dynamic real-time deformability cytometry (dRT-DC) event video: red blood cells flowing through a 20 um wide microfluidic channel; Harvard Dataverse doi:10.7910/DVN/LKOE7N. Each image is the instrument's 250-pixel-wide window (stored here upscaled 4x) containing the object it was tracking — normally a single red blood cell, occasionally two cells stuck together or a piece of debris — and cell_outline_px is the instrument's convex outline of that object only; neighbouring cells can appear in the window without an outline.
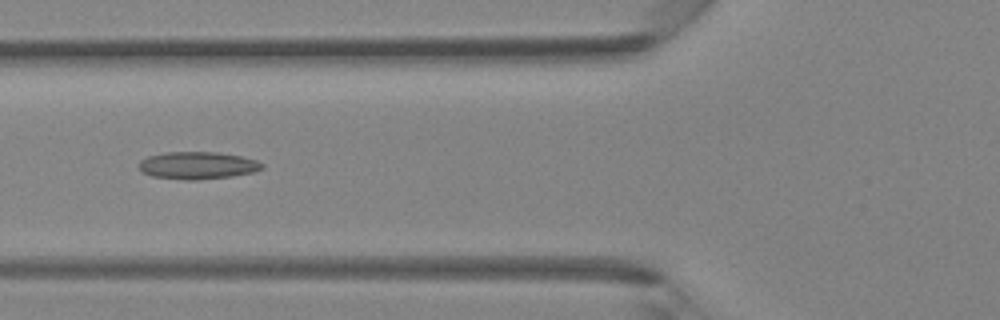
{"species": "Egyptian fruit bat (a non-hibernating species)", "species_latin": "Rousettus aegyptiacus", "temperature_condition": "room temperature", "stored_images_in_passage": 38, "camera_frame_rate_fps": 3000, "um_per_image_px": 0.085, "animal": {"sex": "female"}, "frame": {"image": 1, "passage_image": 14, "time_ms": 4.333, "image_size_px": [1000, 320], "cell_outline_px": [[264, 168], [252, 172], [232, 176], [196, 180], [188, 180], [152, 176], [144, 172], [140, 168], [140, 160], [148, 156], [168, 152], [216, 152], [240, 156], [256, 160], [264, 164]], "centroid_in_image_um": [16.82, 14.06], "position_along_channel_um": 109.0, "area_um2": 19.42}}
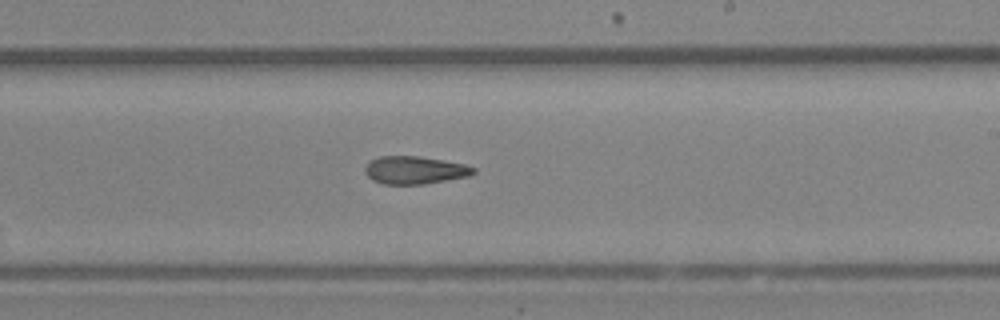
{"frame": {"image": 2, "passage_image": 23, "time_ms": 7.333, "image_size_px": [1000, 320], "cell_outline_px": [[476, 172], [468, 176], [424, 184], [384, 184], [372, 180], [364, 172], [364, 168], [372, 160], [380, 156], [420, 156], [444, 160], [464, 164], [476, 168]], "centroid_in_image_um": [35.26, 14.46], "position_along_channel_um": 253.7, "area_um2": 17.51}}
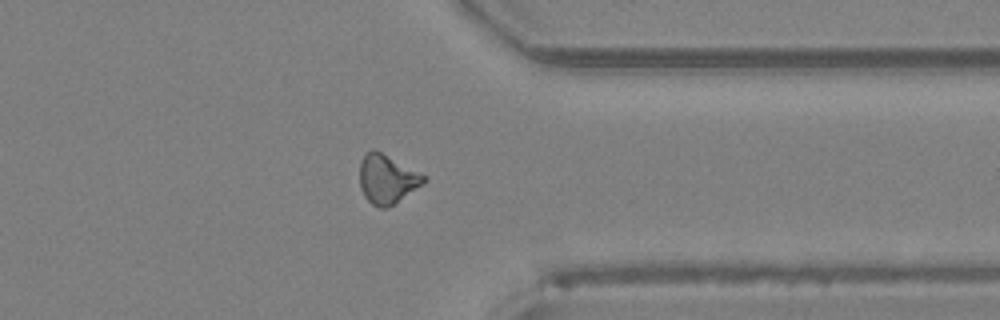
{"frame": {"image": 3, "passage_image": 31, "time_ms": 10.0, "image_size_px": [1000, 320], "cell_outline_px": [[428, 180], [388, 208], [380, 208], [372, 204], [364, 196], [360, 188], [360, 160], [364, 152], [372, 148], [380, 152], [424, 176]], "centroid_in_image_um": [32.84, 15.23], "position_along_channel_um": 378.6, "area_um2": 17.98}}